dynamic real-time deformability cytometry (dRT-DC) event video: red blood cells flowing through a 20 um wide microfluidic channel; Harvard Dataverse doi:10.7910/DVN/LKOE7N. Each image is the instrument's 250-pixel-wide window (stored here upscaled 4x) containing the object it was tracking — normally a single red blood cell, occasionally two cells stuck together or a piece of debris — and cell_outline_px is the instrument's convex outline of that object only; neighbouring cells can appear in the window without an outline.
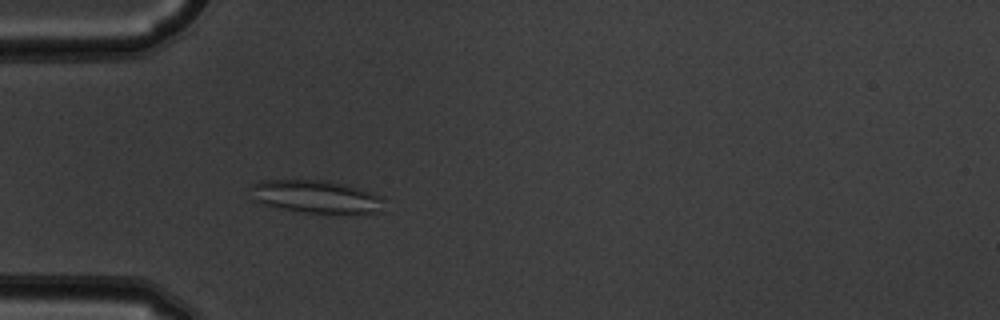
{"species": "common noctule bat (a hibernating species)", "species_latin": "Nyctalus noctula", "temperature_condition": "warm", "stored_images_in_passage": 43, "camera_frame_rate_fps": 3000, "um_per_image_px": 0.085, "animal": {"sex": "male", "body_mass_g": 19.5, "forearm_length_mm": 54.6}, "frame": {"image": 1, "passage_image": 6, "time_ms": 1.667, "image_size_px": [1000, 320], "cell_outline_px": [[384, 200], [380, 212], [300, 212], [260, 204], [252, 200], [252, 184], [260, 180], [324, 180], [344, 184], [384, 196]], "centroid_in_image_um": [26.81, 16.7], "position_along_channel_um": 58.2, "area_um2": 25.32}}
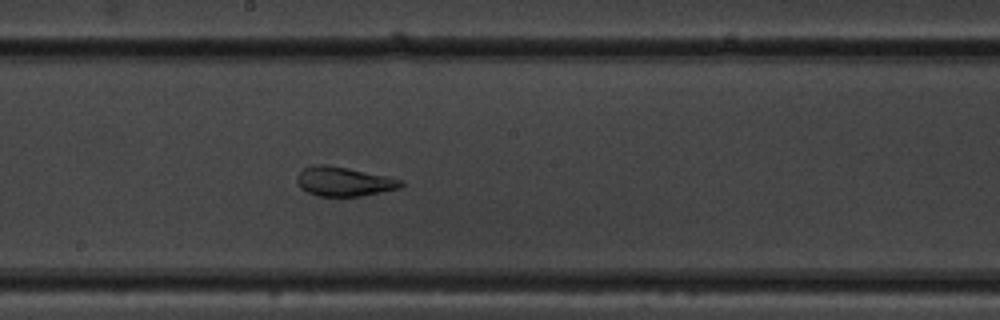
{"frame": {"image": 2, "passage_image": 19, "time_ms": 6.0, "image_size_px": [1000, 320], "cell_outline_px": [[404, 184], [400, 188], [360, 196], [320, 196], [308, 192], [300, 188], [296, 180], [296, 176], [304, 168], [312, 164], [324, 164], [348, 168], [388, 176], [404, 180]], "centroid_in_image_um": [29.23, 15.42], "position_along_channel_um": 219.0, "area_um2": 17.8}}
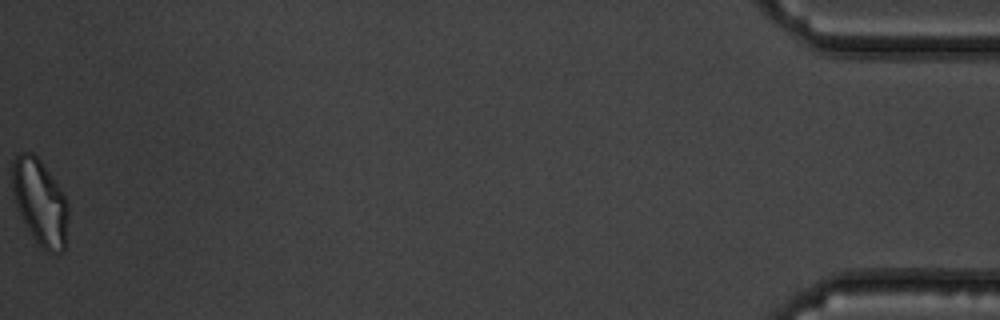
{"frame": {"image": 3, "passage_image": 43, "time_ms": 14.0, "image_size_px": [1000, 320], "cell_outline_px": [[68, 220], [64, 252], [48, 252], [36, 240], [28, 228], [16, 204], [12, 192], [12, 160], [20, 152], [32, 152], [40, 160], [68, 200]], "centroid_in_image_um": [3.41, 17.15], "position_along_channel_um": 431.8, "area_um2": 27.63}, "authors_computed_cell_mechanics": {"area_um2": 19.8254, "velocity_mm_per_s": 3.8395, "shape_relaxation_time_tau1_ms": 6.227, "shape_relaxation_time_tau2_ms": 0.941, "deformation_change_tau1": 0.1913, "deformation_change_tau2": 0.0724}}